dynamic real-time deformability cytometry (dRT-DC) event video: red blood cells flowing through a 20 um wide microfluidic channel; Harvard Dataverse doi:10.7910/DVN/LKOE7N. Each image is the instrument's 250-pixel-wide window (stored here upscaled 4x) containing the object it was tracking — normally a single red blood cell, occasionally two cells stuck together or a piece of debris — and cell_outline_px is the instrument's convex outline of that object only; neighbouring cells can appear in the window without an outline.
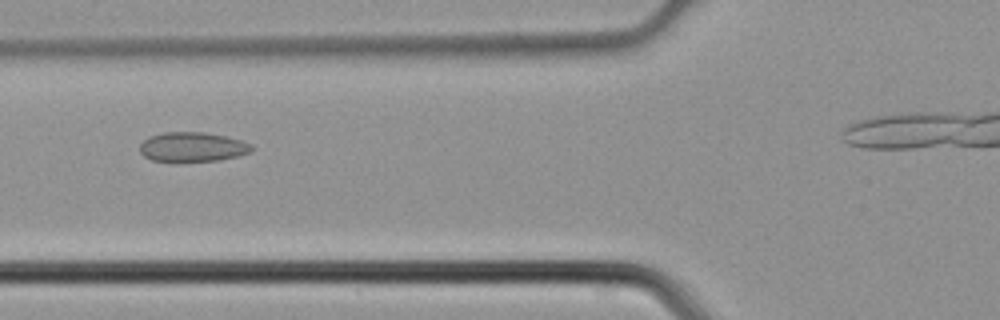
{"species": "common noctule bat (a hibernating species)", "species_latin": "Nyctalus noctula", "temperature_condition": "cold", "stored_images_in_passage": 30, "camera_frame_rate_fps": 3000, "um_per_image_px": 0.085, "animal": {"sex": "male", "body_mass_g": 21.5, "forearm_length_mm": 52.0}, "frame": {"image": 1, "passage_image": 9, "time_ms": 2.667, "image_size_px": [1000, 320], "cell_outline_px": [[252, 148], [248, 152], [236, 156], [220, 160], [152, 160], [144, 156], [140, 152], [140, 144], [148, 136], [164, 132], [204, 132], [228, 136], [252, 144]], "centroid_in_image_um": [16.34, 12.46], "position_along_channel_um": 109.5, "area_um2": 18.9}}
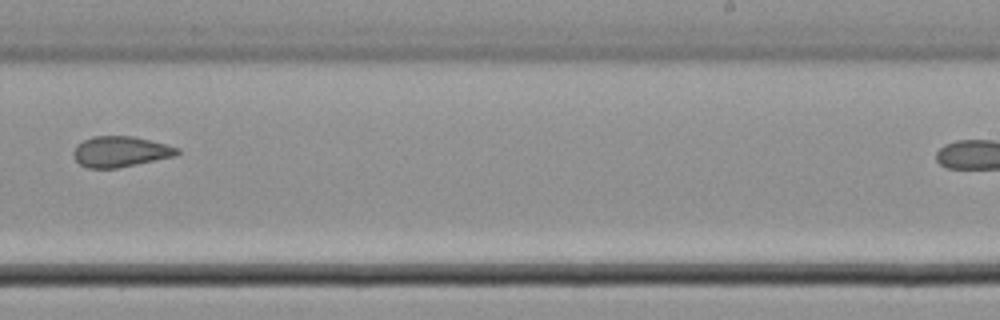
{"frame": {"image": 2, "passage_image": 20, "time_ms": 6.333, "image_size_px": [1000, 320], "cell_outline_px": [[180, 152], [176, 156], [116, 168], [88, 168], [80, 164], [72, 156], [72, 152], [76, 144], [92, 136], [132, 136], [168, 144], [180, 148]], "centroid_in_image_um": [10.23, 12.88], "position_along_channel_um": 278.8, "area_um2": 18.67}}
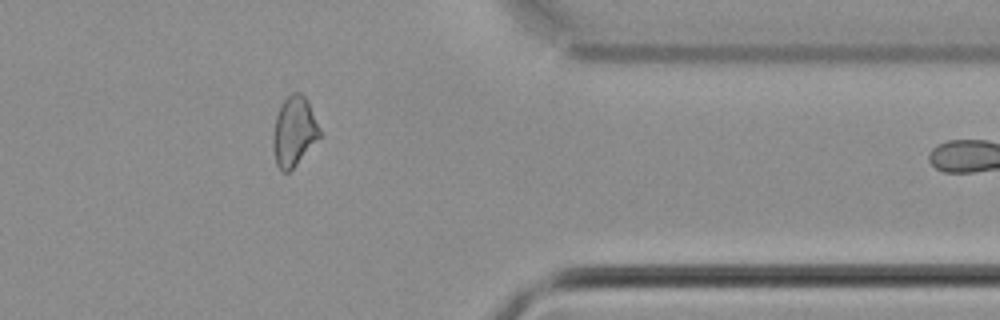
{"frame": {"image": 3, "passage_image": 28, "time_ms": 9.0, "image_size_px": [1000, 320], "cell_outline_px": [[320, 136], [296, 164], [288, 172], [280, 172], [276, 164], [272, 144], [272, 136], [276, 116], [280, 104], [292, 92], [300, 92], [308, 100], [320, 128]], "centroid_in_image_um": [24.97, 11.15], "position_along_channel_um": 386.4, "area_um2": 18.9}}